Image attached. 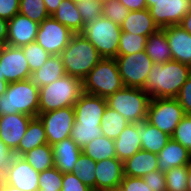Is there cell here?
Listing matches in <instances>:
<instances>
[{"instance_id":"cell-1","label":"cell","mask_w":191,"mask_h":191,"mask_svg":"<svg viewBox=\"0 0 191 191\" xmlns=\"http://www.w3.org/2000/svg\"><path fill=\"white\" fill-rule=\"evenodd\" d=\"M190 75L191 66L178 61L153 63L142 89L151 99L176 98Z\"/></svg>"},{"instance_id":"cell-2","label":"cell","mask_w":191,"mask_h":191,"mask_svg":"<svg viewBox=\"0 0 191 191\" xmlns=\"http://www.w3.org/2000/svg\"><path fill=\"white\" fill-rule=\"evenodd\" d=\"M60 56L65 74L82 81L103 58L81 33L72 35Z\"/></svg>"},{"instance_id":"cell-3","label":"cell","mask_w":191,"mask_h":191,"mask_svg":"<svg viewBox=\"0 0 191 191\" xmlns=\"http://www.w3.org/2000/svg\"><path fill=\"white\" fill-rule=\"evenodd\" d=\"M82 93V80L65 74L53 83L39 88L38 114L74 106Z\"/></svg>"},{"instance_id":"cell-4","label":"cell","mask_w":191,"mask_h":191,"mask_svg":"<svg viewBox=\"0 0 191 191\" xmlns=\"http://www.w3.org/2000/svg\"><path fill=\"white\" fill-rule=\"evenodd\" d=\"M39 110V88L29 79L11 82L0 96V116L21 113L37 117Z\"/></svg>"},{"instance_id":"cell-5","label":"cell","mask_w":191,"mask_h":191,"mask_svg":"<svg viewBox=\"0 0 191 191\" xmlns=\"http://www.w3.org/2000/svg\"><path fill=\"white\" fill-rule=\"evenodd\" d=\"M82 85L84 93L104 98L125 87L115 58H102L83 79Z\"/></svg>"},{"instance_id":"cell-6","label":"cell","mask_w":191,"mask_h":191,"mask_svg":"<svg viewBox=\"0 0 191 191\" xmlns=\"http://www.w3.org/2000/svg\"><path fill=\"white\" fill-rule=\"evenodd\" d=\"M107 106L120 113L129 123L145 121L150 96L142 88L124 87L109 95Z\"/></svg>"},{"instance_id":"cell-7","label":"cell","mask_w":191,"mask_h":191,"mask_svg":"<svg viewBox=\"0 0 191 191\" xmlns=\"http://www.w3.org/2000/svg\"><path fill=\"white\" fill-rule=\"evenodd\" d=\"M121 32L119 25L102 16L86 24L81 34L103 58H116Z\"/></svg>"},{"instance_id":"cell-8","label":"cell","mask_w":191,"mask_h":191,"mask_svg":"<svg viewBox=\"0 0 191 191\" xmlns=\"http://www.w3.org/2000/svg\"><path fill=\"white\" fill-rule=\"evenodd\" d=\"M185 115L176 98H153L149 103L146 121L172 136Z\"/></svg>"},{"instance_id":"cell-9","label":"cell","mask_w":191,"mask_h":191,"mask_svg":"<svg viewBox=\"0 0 191 191\" xmlns=\"http://www.w3.org/2000/svg\"><path fill=\"white\" fill-rule=\"evenodd\" d=\"M125 87L143 88L151 70L153 61L145 50L115 58Z\"/></svg>"},{"instance_id":"cell-10","label":"cell","mask_w":191,"mask_h":191,"mask_svg":"<svg viewBox=\"0 0 191 191\" xmlns=\"http://www.w3.org/2000/svg\"><path fill=\"white\" fill-rule=\"evenodd\" d=\"M38 117L42 121L47 142L54 145L64 139L70 138L72 126L75 122L73 106L57 109L47 113H40Z\"/></svg>"},{"instance_id":"cell-11","label":"cell","mask_w":191,"mask_h":191,"mask_svg":"<svg viewBox=\"0 0 191 191\" xmlns=\"http://www.w3.org/2000/svg\"><path fill=\"white\" fill-rule=\"evenodd\" d=\"M73 33L53 17L39 23L36 42L51 56L60 55Z\"/></svg>"},{"instance_id":"cell-12","label":"cell","mask_w":191,"mask_h":191,"mask_svg":"<svg viewBox=\"0 0 191 191\" xmlns=\"http://www.w3.org/2000/svg\"><path fill=\"white\" fill-rule=\"evenodd\" d=\"M0 68L7 83L27 80L31 74L22 48L7 44L0 49Z\"/></svg>"},{"instance_id":"cell-13","label":"cell","mask_w":191,"mask_h":191,"mask_svg":"<svg viewBox=\"0 0 191 191\" xmlns=\"http://www.w3.org/2000/svg\"><path fill=\"white\" fill-rule=\"evenodd\" d=\"M159 29L179 25L182 18L191 10V0H158L148 8Z\"/></svg>"},{"instance_id":"cell-14","label":"cell","mask_w":191,"mask_h":191,"mask_svg":"<svg viewBox=\"0 0 191 191\" xmlns=\"http://www.w3.org/2000/svg\"><path fill=\"white\" fill-rule=\"evenodd\" d=\"M39 172L22 156H14L3 181L22 191H38Z\"/></svg>"},{"instance_id":"cell-15","label":"cell","mask_w":191,"mask_h":191,"mask_svg":"<svg viewBox=\"0 0 191 191\" xmlns=\"http://www.w3.org/2000/svg\"><path fill=\"white\" fill-rule=\"evenodd\" d=\"M106 107V98L83 92L73 106L75 112L74 123L101 124V118Z\"/></svg>"},{"instance_id":"cell-16","label":"cell","mask_w":191,"mask_h":191,"mask_svg":"<svg viewBox=\"0 0 191 191\" xmlns=\"http://www.w3.org/2000/svg\"><path fill=\"white\" fill-rule=\"evenodd\" d=\"M33 117L21 113L0 116V139L14 152Z\"/></svg>"},{"instance_id":"cell-17","label":"cell","mask_w":191,"mask_h":191,"mask_svg":"<svg viewBox=\"0 0 191 191\" xmlns=\"http://www.w3.org/2000/svg\"><path fill=\"white\" fill-rule=\"evenodd\" d=\"M39 23L16 14L8 21L7 45L22 47L36 40Z\"/></svg>"},{"instance_id":"cell-18","label":"cell","mask_w":191,"mask_h":191,"mask_svg":"<svg viewBox=\"0 0 191 191\" xmlns=\"http://www.w3.org/2000/svg\"><path fill=\"white\" fill-rule=\"evenodd\" d=\"M162 29L168 40L172 60L191 66V34L179 25Z\"/></svg>"},{"instance_id":"cell-19","label":"cell","mask_w":191,"mask_h":191,"mask_svg":"<svg viewBox=\"0 0 191 191\" xmlns=\"http://www.w3.org/2000/svg\"><path fill=\"white\" fill-rule=\"evenodd\" d=\"M95 191L120 185L124 177L123 162L117 157L96 162Z\"/></svg>"},{"instance_id":"cell-20","label":"cell","mask_w":191,"mask_h":191,"mask_svg":"<svg viewBox=\"0 0 191 191\" xmlns=\"http://www.w3.org/2000/svg\"><path fill=\"white\" fill-rule=\"evenodd\" d=\"M158 170L166 172L174 167L188 166L191 163V152L182 144L170 138L168 143L157 154Z\"/></svg>"},{"instance_id":"cell-21","label":"cell","mask_w":191,"mask_h":191,"mask_svg":"<svg viewBox=\"0 0 191 191\" xmlns=\"http://www.w3.org/2000/svg\"><path fill=\"white\" fill-rule=\"evenodd\" d=\"M54 167L62 173L73 171L82 149L71 139L67 138L52 145Z\"/></svg>"},{"instance_id":"cell-22","label":"cell","mask_w":191,"mask_h":191,"mask_svg":"<svg viewBox=\"0 0 191 191\" xmlns=\"http://www.w3.org/2000/svg\"><path fill=\"white\" fill-rule=\"evenodd\" d=\"M120 28L123 32L146 36L147 38L159 29L147 8L130 11Z\"/></svg>"},{"instance_id":"cell-23","label":"cell","mask_w":191,"mask_h":191,"mask_svg":"<svg viewBox=\"0 0 191 191\" xmlns=\"http://www.w3.org/2000/svg\"><path fill=\"white\" fill-rule=\"evenodd\" d=\"M136 127L138 137L141 139V149L145 151L158 154L171 138L146 120L137 122Z\"/></svg>"},{"instance_id":"cell-24","label":"cell","mask_w":191,"mask_h":191,"mask_svg":"<svg viewBox=\"0 0 191 191\" xmlns=\"http://www.w3.org/2000/svg\"><path fill=\"white\" fill-rule=\"evenodd\" d=\"M157 154L140 150L132 157L123 162L124 175L140 177L158 170Z\"/></svg>"},{"instance_id":"cell-25","label":"cell","mask_w":191,"mask_h":191,"mask_svg":"<svg viewBox=\"0 0 191 191\" xmlns=\"http://www.w3.org/2000/svg\"><path fill=\"white\" fill-rule=\"evenodd\" d=\"M116 157L124 162L141 150L136 123H128L126 128L114 140Z\"/></svg>"},{"instance_id":"cell-26","label":"cell","mask_w":191,"mask_h":191,"mask_svg":"<svg viewBox=\"0 0 191 191\" xmlns=\"http://www.w3.org/2000/svg\"><path fill=\"white\" fill-rule=\"evenodd\" d=\"M65 75L63 61L60 55L51 56L46 63L30 74L31 83L40 88L51 84Z\"/></svg>"},{"instance_id":"cell-27","label":"cell","mask_w":191,"mask_h":191,"mask_svg":"<svg viewBox=\"0 0 191 191\" xmlns=\"http://www.w3.org/2000/svg\"><path fill=\"white\" fill-rule=\"evenodd\" d=\"M47 143L45 128L42 121L38 116L33 117L30 120L26 133L19 142L18 148L14 151V155L22 156L33 148Z\"/></svg>"},{"instance_id":"cell-28","label":"cell","mask_w":191,"mask_h":191,"mask_svg":"<svg viewBox=\"0 0 191 191\" xmlns=\"http://www.w3.org/2000/svg\"><path fill=\"white\" fill-rule=\"evenodd\" d=\"M51 17L66 26L73 34L82 33L84 30L83 19L77 4L71 0H62Z\"/></svg>"},{"instance_id":"cell-29","label":"cell","mask_w":191,"mask_h":191,"mask_svg":"<svg viewBox=\"0 0 191 191\" xmlns=\"http://www.w3.org/2000/svg\"><path fill=\"white\" fill-rule=\"evenodd\" d=\"M145 52L153 63H166L172 60L168 40L163 29H158L147 38Z\"/></svg>"},{"instance_id":"cell-30","label":"cell","mask_w":191,"mask_h":191,"mask_svg":"<svg viewBox=\"0 0 191 191\" xmlns=\"http://www.w3.org/2000/svg\"><path fill=\"white\" fill-rule=\"evenodd\" d=\"M82 152L95 162L116 157L114 140L106 136L93 139L82 148Z\"/></svg>"},{"instance_id":"cell-31","label":"cell","mask_w":191,"mask_h":191,"mask_svg":"<svg viewBox=\"0 0 191 191\" xmlns=\"http://www.w3.org/2000/svg\"><path fill=\"white\" fill-rule=\"evenodd\" d=\"M22 157L39 173L54 167L52 146L48 143L33 148Z\"/></svg>"},{"instance_id":"cell-32","label":"cell","mask_w":191,"mask_h":191,"mask_svg":"<svg viewBox=\"0 0 191 191\" xmlns=\"http://www.w3.org/2000/svg\"><path fill=\"white\" fill-rule=\"evenodd\" d=\"M128 123L120 113L107 106L101 118L100 127L103 136L115 140Z\"/></svg>"},{"instance_id":"cell-33","label":"cell","mask_w":191,"mask_h":191,"mask_svg":"<svg viewBox=\"0 0 191 191\" xmlns=\"http://www.w3.org/2000/svg\"><path fill=\"white\" fill-rule=\"evenodd\" d=\"M95 169L96 162L82 152L71 173H74L85 185L95 191Z\"/></svg>"},{"instance_id":"cell-34","label":"cell","mask_w":191,"mask_h":191,"mask_svg":"<svg viewBox=\"0 0 191 191\" xmlns=\"http://www.w3.org/2000/svg\"><path fill=\"white\" fill-rule=\"evenodd\" d=\"M99 136H103L100 124L74 123L70 138L82 149Z\"/></svg>"},{"instance_id":"cell-35","label":"cell","mask_w":191,"mask_h":191,"mask_svg":"<svg viewBox=\"0 0 191 191\" xmlns=\"http://www.w3.org/2000/svg\"><path fill=\"white\" fill-rule=\"evenodd\" d=\"M30 69L34 72L40 69L51 55L46 52L36 41L21 47Z\"/></svg>"},{"instance_id":"cell-36","label":"cell","mask_w":191,"mask_h":191,"mask_svg":"<svg viewBox=\"0 0 191 191\" xmlns=\"http://www.w3.org/2000/svg\"><path fill=\"white\" fill-rule=\"evenodd\" d=\"M19 13L38 23L50 17L44 0H20Z\"/></svg>"},{"instance_id":"cell-37","label":"cell","mask_w":191,"mask_h":191,"mask_svg":"<svg viewBox=\"0 0 191 191\" xmlns=\"http://www.w3.org/2000/svg\"><path fill=\"white\" fill-rule=\"evenodd\" d=\"M147 37L121 32L118 55L134 54L145 50Z\"/></svg>"},{"instance_id":"cell-38","label":"cell","mask_w":191,"mask_h":191,"mask_svg":"<svg viewBox=\"0 0 191 191\" xmlns=\"http://www.w3.org/2000/svg\"><path fill=\"white\" fill-rule=\"evenodd\" d=\"M165 176L166 191H187L188 166L171 168Z\"/></svg>"},{"instance_id":"cell-39","label":"cell","mask_w":191,"mask_h":191,"mask_svg":"<svg viewBox=\"0 0 191 191\" xmlns=\"http://www.w3.org/2000/svg\"><path fill=\"white\" fill-rule=\"evenodd\" d=\"M63 173L56 167L39 173L38 191H61Z\"/></svg>"},{"instance_id":"cell-40","label":"cell","mask_w":191,"mask_h":191,"mask_svg":"<svg viewBox=\"0 0 191 191\" xmlns=\"http://www.w3.org/2000/svg\"><path fill=\"white\" fill-rule=\"evenodd\" d=\"M102 16L121 26L129 10L119 0H104Z\"/></svg>"},{"instance_id":"cell-41","label":"cell","mask_w":191,"mask_h":191,"mask_svg":"<svg viewBox=\"0 0 191 191\" xmlns=\"http://www.w3.org/2000/svg\"><path fill=\"white\" fill-rule=\"evenodd\" d=\"M77 8L83 19L84 27L86 24L94 22L102 17L103 1L102 0H86L77 4Z\"/></svg>"},{"instance_id":"cell-42","label":"cell","mask_w":191,"mask_h":191,"mask_svg":"<svg viewBox=\"0 0 191 191\" xmlns=\"http://www.w3.org/2000/svg\"><path fill=\"white\" fill-rule=\"evenodd\" d=\"M171 138L191 152V115H185L182 118Z\"/></svg>"},{"instance_id":"cell-43","label":"cell","mask_w":191,"mask_h":191,"mask_svg":"<svg viewBox=\"0 0 191 191\" xmlns=\"http://www.w3.org/2000/svg\"><path fill=\"white\" fill-rule=\"evenodd\" d=\"M143 180L147 183L148 187L153 191H166V176L165 172L160 170L152 171L144 175Z\"/></svg>"},{"instance_id":"cell-44","label":"cell","mask_w":191,"mask_h":191,"mask_svg":"<svg viewBox=\"0 0 191 191\" xmlns=\"http://www.w3.org/2000/svg\"><path fill=\"white\" fill-rule=\"evenodd\" d=\"M61 191H93L85 185L74 173H63Z\"/></svg>"},{"instance_id":"cell-45","label":"cell","mask_w":191,"mask_h":191,"mask_svg":"<svg viewBox=\"0 0 191 191\" xmlns=\"http://www.w3.org/2000/svg\"><path fill=\"white\" fill-rule=\"evenodd\" d=\"M176 100L182 106L184 113L191 115V75L180 88Z\"/></svg>"},{"instance_id":"cell-46","label":"cell","mask_w":191,"mask_h":191,"mask_svg":"<svg viewBox=\"0 0 191 191\" xmlns=\"http://www.w3.org/2000/svg\"><path fill=\"white\" fill-rule=\"evenodd\" d=\"M14 156V152L0 139V179L6 176Z\"/></svg>"},{"instance_id":"cell-47","label":"cell","mask_w":191,"mask_h":191,"mask_svg":"<svg viewBox=\"0 0 191 191\" xmlns=\"http://www.w3.org/2000/svg\"><path fill=\"white\" fill-rule=\"evenodd\" d=\"M120 185L125 191H153L148 187L143 178L140 177H130L124 175Z\"/></svg>"},{"instance_id":"cell-48","label":"cell","mask_w":191,"mask_h":191,"mask_svg":"<svg viewBox=\"0 0 191 191\" xmlns=\"http://www.w3.org/2000/svg\"><path fill=\"white\" fill-rule=\"evenodd\" d=\"M20 0H0V18L9 21L19 13Z\"/></svg>"},{"instance_id":"cell-49","label":"cell","mask_w":191,"mask_h":191,"mask_svg":"<svg viewBox=\"0 0 191 191\" xmlns=\"http://www.w3.org/2000/svg\"><path fill=\"white\" fill-rule=\"evenodd\" d=\"M129 11H138L147 8L146 0H119Z\"/></svg>"},{"instance_id":"cell-50","label":"cell","mask_w":191,"mask_h":191,"mask_svg":"<svg viewBox=\"0 0 191 191\" xmlns=\"http://www.w3.org/2000/svg\"><path fill=\"white\" fill-rule=\"evenodd\" d=\"M8 21L0 18V45L7 44Z\"/></svg>"},{"instance_id":"cell-51","label":"cell","mask_w":191,"mask_h":191,"mask_svg":"<svg viewBox=\"0 0 191 191\" xmlns=\"http://www.w3.org/2000/svg\"><path fill=\"white\" fill-rule=\"evenodd\" d=\"M44 2L47 12L49 13L50 16H52L56 12L62 0H44Z\"/></svg>"},{"instance_id":"cell-52","label":"cell","mask_w":191,"mask_h":191,"mask_svg":"<svg viewBox=\"0 0 191 191\" xmlns=\"http://www.w3.org/2000/svg\"><path fill=\"white\" fill-rule=\"evenodd\" d=\"M179 26L191 34V10L182 18Z\"/></svg>"},{"instance_id":"cell-53","label":"cell","mask_w":191,"mask_h":191,"mask_svg":"<svg viewBox=\"0 0 191 191\" xmlns=\"http://www.w3.org/2000/svg\"><path fill=\"white\" fill-rule=\"evenodd\" d=\"M0 191H22V190L5 183L3 181V179H1V190Z\"/></svg>"},{"instance_id":"cell-54","label":"cell","mask_w":191,"mask_h":191,"mask_svg":"<svg viewBox=\"0 0 191 191\" xmlns=\"http://www.w3.org/2000/svg\"><path fill=\"white\" fill-rule=\"evenodd\" d=\"M187 191H191V163L188 165Z\"/></svg>"},{"instance_id":"cell-55","label":"cell","mask_w":191,"mask_h":191,"mask_svg":"<svg viewBox=\"0 0 191 191\" xmlns=\"http://www.w3.org/2000/svg\"><path fill=\"white\" fill-rule=\"evenodd\" d=\"M8 84L6 81H0V96L6 92Z\"/></svg>"},{"instance_id":"cell-56","label":"cell","mask_w":191,"mask_h":191,"mask_svg":"<svg viewBox=\"0 0 191 191\" xmlns=\"http://www.w3.org/2000/svg\"><path fill=\"white\" fill-rule=\"evenodd\" d=\"M105 191H125V190L121 185H118V186L112 187L110 189H107Z\"/></svg>"},{"instance_id":"cell-57","label":"cell","mask_w":191,"mask_h":191,"mask_svg":"<svg viewBox=\"0 0 191 191\" xmlns=\"http://www.w3.org/2000/svg\"><path fill=\"white\" fill-rule=\"evenodd\" d=\"M153 1H158V0H146L147 9L153 5Z\"/></svg>"},{"instance_id":"cell-58","label":"cell","mask_w":191,"mask_h":191,"mask_svg":"<svg viewBox=\"0 0 191 191\" xmlns=\"http://www.w3.org/2000/svg\"><path fill=\"white\" fill-rule=\"evenodd\" d=\"M0 81H5V80H4V76H3V74H2L1 68H0Z\"/></svg>"},{"instance_id":"cell-59","label":"cell","mask_w":191,"mask_h":191,"mask_svg":"<svg viewBox=\"0 0 191 191\" xmlns=\"http://www.w3.org/2000/svg\"><path fill=\"white\" fill-rule=\"evenodd\" d=\"M71 1L78 4V3L82 2V1H86V0H71Z\"/></svg>"}]
</instances>
